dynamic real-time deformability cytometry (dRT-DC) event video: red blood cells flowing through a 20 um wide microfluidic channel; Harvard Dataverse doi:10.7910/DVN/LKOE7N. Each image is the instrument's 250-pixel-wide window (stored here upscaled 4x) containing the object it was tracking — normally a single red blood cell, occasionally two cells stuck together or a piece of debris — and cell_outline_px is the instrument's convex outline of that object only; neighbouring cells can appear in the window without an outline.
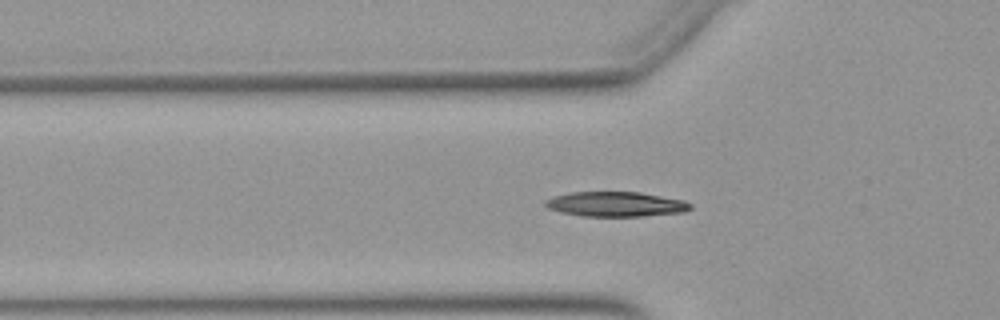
{"species": "Egyptian fruit bat (a non-hibernating species)", "species_latin": "Rousettus aegyptiacus", "temperature_condition": "warm", "stored_images_in_passage": 50, "camera_frame_rate_fps": 3000, "um_per_image_px": 0.085, "animal": {"sex": "female"}, "frame": {"image": 1, "passage_image": 14, "time_ms": 4.333, "image_size_px": [1000, 320], "cell_outline_px": [[692, 208], [684, 212], [640, 216], [580, 216], [560, 212], [548, 208], [544, 204], [544, 200], [552, 196], [572, 192], [640, 192], [684, 200], [692, 204]], "centroid_in_image_um": [52.32, 17.35], "position_along_channel_um": 73.5, "area_um2": 21.1}}
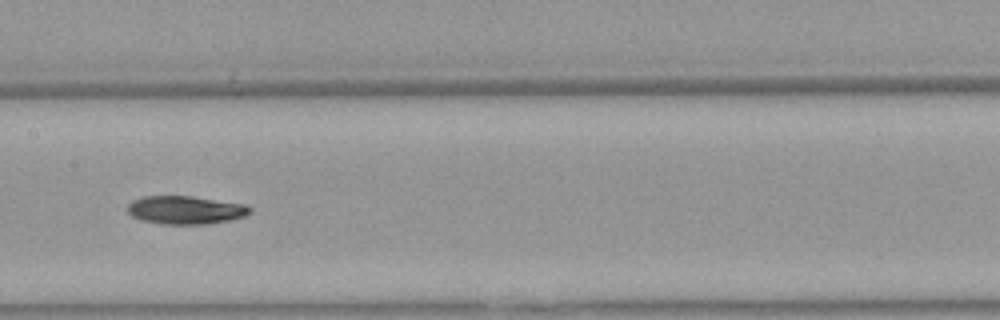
{"frame": {"image": 2, "passage_image": 23, "time_ms": 7.333, "image_size_px": [1000, 320], "cell_outline_px": [[252, 212], [244, 216], [228, 220], [208, 224], [164, 224], [140, 220], [132, 216], [128, 212], [128, 204], [132, 200], [144, 196], [192, 196], [244, 204], [252, 208]], "centroid_in_image_um": [15.76, 17.85], "position_along_channel_um": 191.6, "area_um2": 20.11}}
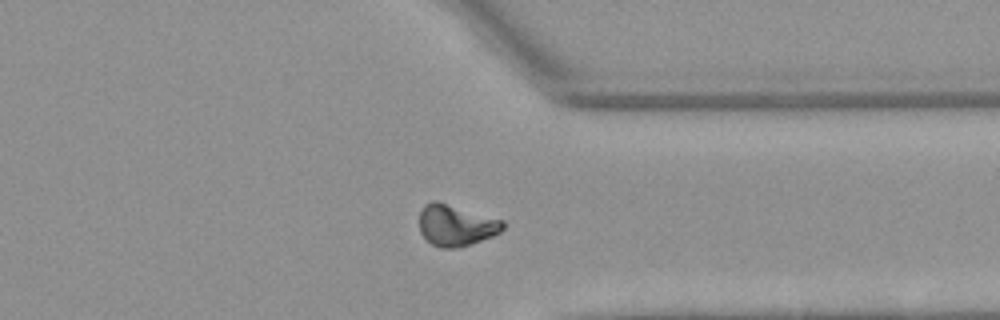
{"frame": {"image": 3, "passage_image": 37, "time_ms": 12.0, "image_size_px": [1000, 320], "cell_outline_px": [[504, 228], [500, 232], [492, 236], [472, 244], [452, 248], [440, 248], [432, 244], [420, 232], [420, 212], [424, 204], [432, 200], [436, 200], [504, 220]], "centroid_in_image_um": [38.76, 19.14], "position_along_channel_um": 372.6, "area_um2": 20.11}, "authors_computed_cell_mechanics": {"area_um2": 19.8543, "velocity_mm_per_s": 3.9312, "shape_relaxation_time_tau1_ms": 4.4905, "shape_relaxation_time_tau2_ms": null, "deformation_change_tau1": 0.1592, "deformation_change_tau2": null}}